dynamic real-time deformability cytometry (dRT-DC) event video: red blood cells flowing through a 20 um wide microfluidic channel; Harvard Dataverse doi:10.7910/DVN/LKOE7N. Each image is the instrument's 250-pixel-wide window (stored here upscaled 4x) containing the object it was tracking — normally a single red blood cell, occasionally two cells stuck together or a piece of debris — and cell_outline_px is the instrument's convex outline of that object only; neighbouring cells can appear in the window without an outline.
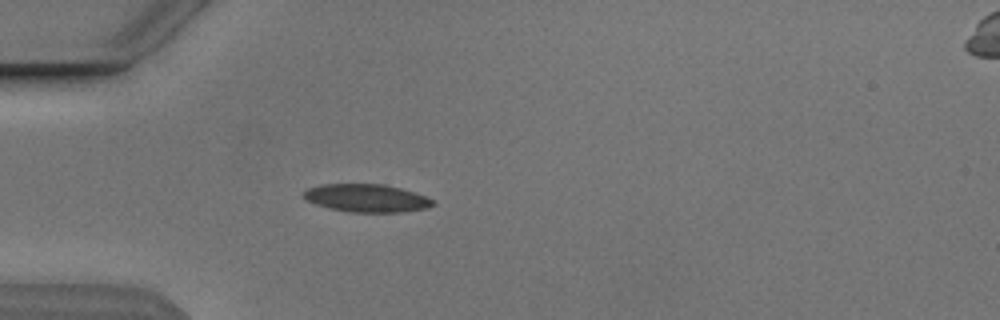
{"species": "Egyptian fruit bat (a non-hibernating species)", "species_latin": "Rousettus aegyptiacus", "temperature_condition": "cold", "stored_images_in_passage": 39, "camera_frame_rate_fps": 3000, "um_per_image_px": 0.085, "animal": {"sex": "male"}, "frame": {"image": 1, "passage_image": 1, "time_ms": 0.0, "image_size_px": [1000, 320], "cell_outline_px": [[436, 204], [428, 208], [400, 212], [348, 212], [328, 208], [316, 204], [308, 200], [304, 196], [304, 192], [308, 188], [320, 184], [384, 184], [400, 188], [436, 200]], "centroid_in_image_um": [31.19, 16.84], "position_along_channel_um": 53.8, "area_um2": 20.98}}
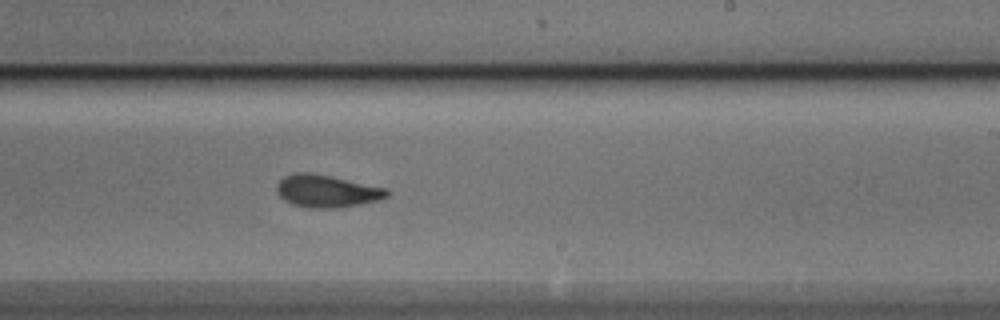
{"frame": {"image": 2, "passage_image": 18, "time_ms": 5.667, "image_size_px": [1000, 320], "cell_outline_px": [[388, 196], [380, 200], [360, 204], [336, 208], [308, 208], [292, 204], [284, 200], [276, 192], [276, 184], [284, 176], [296, 172], [308, 172], [332, 176], [388, 188]], "centroid_in_image_um": [27.77, 16.24], "position_along_channel_um": 261.2, "area_um2": 21.04}}
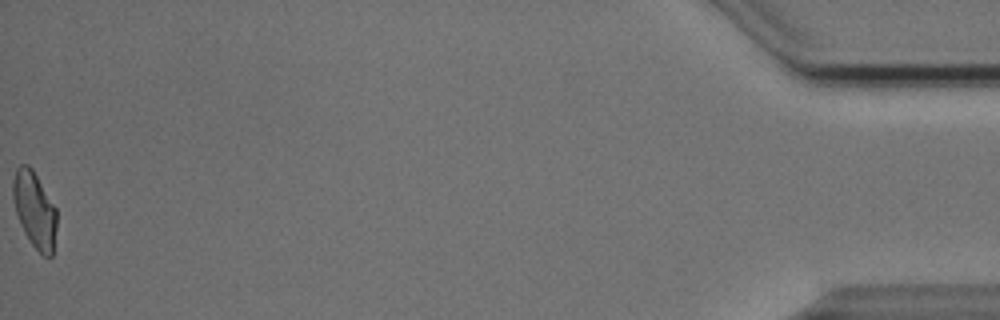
{"frame": {"image": 3, "passage_image": 39, "time_ms": 12.667, "image_size_px": [1000, 320], "cell_outline_px": [[56, 228], [52, 256], [44, 256], [32, 244], [24, 232], [20, 224], [16, 212], [12, 196], [12, 180], [16, 168], [20, 164], [28, 164], [32, 168], [56, 208]], "centroid_in_image_um": [2.92, 17.79], "position_along_channel_um": 432.3, "area_um2": 19.31}, "authors_computed_cell_mechanics": {"area_um2": 20.4612, "velocity_mm_per_s": 3.8389, "shape_relaxation_time_tau1_ms": 3.368, "shape_relaxation_time_tau2_ms": 1.5788, "deformation_change_tau1": 0.1342, "deformation_change_tau2": 0.066}}